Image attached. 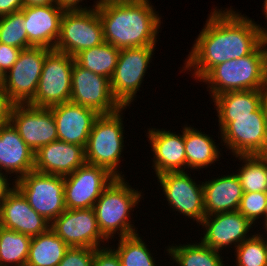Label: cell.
<instances>
[{
    "label": "cell",
    "instance_id": "obj_1",
    "mask_svg": "<svg viewBox=\"0 0 267 266\" xmlns=\"http://www.w3.org/2000/svg\"><path fill=\"white\" fill-rule=\"evenodd\" d=\"M211 11L181 69L199 82L213 67L247 56L263 42L254 19L232 6Z\"/></svg>",
    "mask_w": 267,
    "mask_h": 266
},
{
    "label": "cell",
    "instance_id": "obj_2",
    "mask_svg": "<svg viewBox=\"0 0 267 266\" xmlns=\"http://www.w3.org/2000/svg\"><path fill=\"white\" fill-rule=\"evenodd\" d=\"M96 8L104 42L118 49L156 46L162 21L150 0L110 1Z\"/></svg>",
    "mask_w": 267,
    "mask_h": 266
},
{
    "label": "cell",
    "instance_id": "obj_3",
    "mask_svg": "<svg viewBox=\"0 0 267 266\" xmlns=\"http://www.w3.org/2000/svg\"><path fill=\"white\" fill-rule=\"evenodd\" d=\"M211 99L228 91L267 88V51L262 42L251 54L213 67L201 80Z\"/></svg>",
    "mask_w": 267,
    "mask_h": 266
},
{
    "label": "cell",
    "instance_id": "obj_4",
    "mask_svg": "<svg viewBox=\"0 0 267 266\" xmlns=\"http://www.w3.org/2000/svg\"><path fill=\"white\" fill-rule=\"evenodd\" d=\"M125 180L124 177H115L93 206L99 230L108 242L116 235L127 237L138 231L130 220L133 215L130 212L136 206L138 208L143 193Z\"/></svg>",
    "mask_w": 267,
    "mask_h": 266
},
{
    "label": "cell",
    "instance_id": "obj_5",
    "mask_svg": "<svg viewBox=\"0 0 267 266\" xmlns=\"http://www.w3.org/2000/svg\"><path fill=\"white\" fill-rule=\"evenodd\" d=\"M125 109L127 107L111 114H100L93 123L85 147L86 163L102 166L115 177H125L119 169L126 138L122 120Z\"/></svg>",
    "mask_w": 267,
    "mask_h": 266
},
{
    "label": "cell",
    "instance_id": "obj_6",
    "mask_svg": "<svg viewBox=\"0 0 267 266\" xmlns=\"http://www.w3.org/2000/svg\"><path fill=\"white\" fill-rule=\"evenodd\" d=\"M103 42V27L96 7L64 11L55 50L75 57L82 50Z\"/></svg>",
    "mask_w": 267,
    "mask_h": 266
},
{
    "label": "cell",
    "instance_id": "obj_7",
    "mask_svg": "<svg viewBox=\"0 0 267 266\" xmlns=\"http://www.w3.org/2000/svg\"><path fill=\"white\" fill-rule=\"evenodd\" d=\"M74 63L75 57L51 49L46 54L36 93L28 104L49 108L69 102Z\"/></svg>",
    "mask_w": 267,
    "mask_h": 266
},
{
    "label": "cell",
    "instance_id": "obj_8",
    "mask_svg": "<svg viewBox=\"0 0 267 266\" xmlns=\"http://www.w3.org/2000/svg\"><path fill=\"white\" fill-rule=\"evenodd\" d=\"M14 184L27 199L31 208L49 223L66 210L64 176L33 170L14 181Z\"/></svg>",
    "mask_w": 267,
    "mask_h": 266
},
{
    "label": "cell",
    "instance_id": "obj_9",
    "mask_svg": "<svg viewBox=\"0 0 267 266\" xmlns=\"http://www.w3.org/2000/svg\"><path fill=\"white\" fill-rule=\"evenodd\" d=\"M156 46L121 49L116 68L110 78L113 96L122 107H129L150 67Z\"/></svg>",
    "mask_w": 267,
    "mask_h": 266
},
{
    "label": "cell",
    "instance_id": "obj_10",
    "mask_svg": "<svg viewBox=\"0 0 267 266\" xmlns=\"http://www.w3.org/2000/svg\"><path fill=\"white\" fill-rule=\"evenodd\" d=\"M50 50L33 46L23 49L17 61L4 75L1 84L14 104H28L33 99L46 54Z\"/></svg>",
    "mask_w": 267,
    "mask_h": 266
},
{
    "label": "cell",
    "instance_id": "obj_11",
    "mask_svg": "<svg viewBox=\"0 0 267 266\" xmlns=\"http://www.w3.org/2000/svg\"><path fill=\"white\" fill-rule=\"evenodd\" d=\"M157 177V182L168 201L169 208L173 212L178 211L179 215L193 219L196 224L201 223L205 217L203 184L195 182L191 174L186 171L166 172ZM187 216V217H186Z\"/></svg>",
    "mask_w": 267,
    "mask_h": 266
},
{
    "label": "cell",
    "instance_id": "obj_12",
    "mask_svg": "<svg viewBox=\"0 0 267 266\" xmlns=\"http://www.w3.org/2000/svg\"><path fill=\"white\" fill-rule=\"evenodd\" d=\"M115 179L106 168L85 163L64 176L66 209L92 208L103 190Z\"/></svg>",
    "mask_w": 267,
    "mask_h": 266
},
{
    "label": "cell",
    "instance_id": "obj_13",
    "mask_svg": "<svg viewBox=\"0 0 267 266\" xmlns=\"http://www.w3.org/2000/svg\"><path fill=\"white\" fill-rule=\"evenodd\" d=\"M70 101L98 114H111L122 108L113 96L110 80L81 67L76 61L72 68Z\"/></svg>",
    "mask_w": 267,
    "mask_h": 266
},
{
    "label": "cell",
    "instance_id": "obj_14",
    "mask_svg": "<svg viewBox=\"0 0 267 266\" xmlns=\"http://www.w3.org/2000/svg\"><path fill=\"white\" fill-rule=\"evenodd\" d=\"M50 229L69 247L96 249L109 243L99 230L93 207L66 209L50 223ZM105 241L106 243H104Z\"/></svg>",
    "mask_w": 267,
    "mask_h": 266
},
{
    "label": "cell",
    "instance_id": "obj_15",
    "mask_svg": "<svg viewBox=\"0 0 267 266\" xmlns=\"http://www.w3.org/2000/svg\"><path fill=\"white\" fill-rule=\"evenodd\" d=\"M9 122L35 153L58 140L56 122L50 108L14 104Z\"/></svg>",
    "mask_w": 267,
    "mask_h": 266
},
{
    "label": "cell",
    "instance_id": "obj_16",
    "mask_svg": "<svg viewBox=\"0 0 267 266\" xmlns=\"http://www.w3.org/2000/svg\"><path fill=\"white\" fill-rule=\"evenodd\" d=\"M265 129L266 115L261 105L254 112V116L233 117V121L221 131L218 139L222 138L221 146L226 145L233 157L253 155L263 148L267 140Z\"/></svg>",
    "mask_w": 267,
    "mask_h": 266
},
{
    "label": "cell",
    "instance_id": "obj_17",
    "mask_svg": "<svg viewBox=\"0 0 267 266\" xmlns=\"http://www.w3.org/2000/svg\"><path fill=\"white\" fill-rule=\"evenodd\" d=\"M200 225L204 228L201 241L218 252L232 245L236 248L249 239L253 234L249 231L254 226L238 210L205 216Z\"/></svg>",
    "mask_w": 267,
    "mask_h": 266
},
{
    "label": "cell",
    "instance_id": "obj_18",
    "mask_svg": "<svg viewBox=\"0 0 267 266\" xmlns=\"http://www.w3.org/2000/svg\"><path fill=\"white\" fill-rule=\"evenodd\" d=\"M0 225L29 237L46 232L50 223L29 205L23 194L14 187L0 207Z\"/></svg>",
    "mask_w": 267,
    "mask_h": 266
},
{
    "label": "cell",
    "instance_id": "obj_19",
    "mask_svg": "<svg viewBox=\"0 0 267 266\" xmlns=\"http://www.w3.org/2000/svg\"><path fill=\"white\" fill-rule=\"evenodd\" d=\"M49 108L56 122L58 140L85 148L93 123L100 114L71 101Z\"/></svg>",
    "mask_w": 267,
    "mask_h": 266
},
{
    "label": "cell",
    "instance_id": "obj_20",
    "mask_svg": "<svg viewBox=\"0 0 267 266\" xmlns=\"http://www.w3.org/2000/svg\"><path fill=\"white\" fill-rule=\"evenodd\" d=\"M181 133L170 130L149 128L147 138L153 152L152 169L156 176L166 172L186 170L184 127ZM154 167V168H153Z\"/></svg>",
    "mask_w": 267,
    "mask_h": 266
},
{
    "label": "cell",
    "instance_id": "obj_21",
    "mask_svg": "<svg viewBox=\"0 0 267 266\" xmlns=\"http://www.w3.org/2000/svg\"><path fill=\"white\" fill-rule=\"evenodd\" d=\"M29 47L55 49L64 9L58 5L26 6L21 10Z\"/></svg>",
    "mask_w": 267,
    "mask_h": 266
},
{
    "label": "cell",
    "instance_id": "obj_22",
    "mask_svg": "<svg viewBox=\"0 0 267 266\" xmlns=\"http://www.w3.org/2000/svg\"><path fill=\"white\" fill-rule=\"evenodd\" d=\"M85 163L83 146L59 140L40 147L34 155V170L45 174L66 176Z\"/></svg>",
    "mask_w": 267,
    "mask_h": 266
},
{
    "label": "cell",
    "instance_id": "obj_23",
    "mask_svg": "<svg viewBox=\"0 0 267 266\" xmlns=\"http://www.w3.org/2000/svg\"><path fill=\"white\" fill-rule=\"evenodd\" d=\"M35 153L9 122L0 126V172L16 174L14 181L34 170ZM4 170V171H3Z\"/></svg>",
    "mask_w": 267,
    "mask_h": 266
},
{
    "label": "cell",
    "instance_id": "obj_24",
    "mask_svg": "<svg viewBox=\"0 0 267 266\" xmlns=\"http://www.w3.org/2000/svg\"><path fill=\"white\" fill-rule=\"evenodd\" d=\"M202 184L205 216L238 210L243 190L236 174L221 175Z\"/></svg>",
    "mask_w": 267,
    "mask_h": 266
},
{
    "label": "cell",
    "instance_id": "obj_25",
    "mask_svg": "<svg viewBox=\"0 0 267 266\" xmlns=\"http://www.w3.org/2000/svg\"><path fill=\"white\" fill-rule=\"evenodd\" d=\"M265 90L228 91L215 96L218 127L221 132L233 117L254 116V112L262 105Z\"/></svg>",
    "mask_w": 267,
    "mask_h": 266
},
{
    "label": "cell",
    "instance_id": "obj_26",
    "mask_svg": "<svg viewBox=\"0 0 267 266\" xmlns=\"http://www.w3.org/2000/svg\"><path fill=\"white\" fill-rule=\"evenodd\" d=\"M184 143L186 153V168L198 171L199 169L208 168L219 161L221 148L216 145L209 134L195 129L194 126L184 125ZM220 149V150H219Z\"/></svg>",
    "mask_w": 267,
    "mask_h": 266
},
{
    "label": "cell",
    "instance_id": "obj_27",
    "mask_svg": "<svg viewBox=\"0 0 267 266\" xmlns=\"http://www.w3.org/2000/svg\"><path fill=\"white\" fill-rule=\"evenodd\" d=\"M69 246L50 228L31 238L26 266H57Z\"/></svg>",
    "mask_w": 267,
    "mask_h": 266
},
{
    "label": "cell",
    "instance_id": "obj_28",
    "mask_svg": "<svg viewBox=\"0 0 267 266\" xmlns=\"http://www.w3.org/2000/svg\"><path fill=\"white\" fill-rule=\"evenodd\" d=\"M165 250L170 260H173L172 264L175 262L178 266H225L222 253L210 248L201 240L198 243L179 245L172 243V246H166Z\"/></svg>",
    "mask_w": 267,
    "mask_h": 266
},
{
    "label": "cell",
    "instance_id": "obj_29",
    "mask_svg": "<svg viewBox=\"0 0 267 266\" xmlns=\"http://www.w3.org/2000/svg\"><path fill=\"white\" fill-rule=\"evenodd\" d=\"M121 49L110 43L82 50L75 56V61L83 68L110 80L116 68Z\"/></svg>",
    "mask_w": 267,
    "mask_h": 266
},
{
    "label": "cell",
    "instance_id": "obj_30",
    "mask_svg": "<svg viewBox=\"0 0 267 266\" xmlns=\"http://www.w3.org/2000/svg\"><path fill=\"white\" fill-rule=\"evenodd\" d=\"M31 237L0 227V266H26Z\"/></svg>",
    "mask_w": 267,
    "mask_h": 266
},
{
    "label": "cell",
    "instance_id": "obj_31",
    "mask_svg": "<svg viewBox=\"0 0 267 266\" xmlns=\"http://www.w3.org/2000/svg\"><path fill=\"white\" fill-rule=\"evenodd\" d=\"M242 164L235 173L242 186L243 193L267 192V165L257 155H235ZM242 166V167H241Z\"/></svg>",
    "mask_w": 267,
    "mask_h": 266
},
{
    "label": "cell",
    "instance_id": "obj_32",
    "mask_svg": "<svg viewBox=\"0 0 267 266\" xmlns=\"http://www.w3.org/2000/svg\"><path fill=\"white\" fill-rule=\"evenodd\" d=\"M117 247H111L118 254L122 266H157L153 253L139 233L117 238Z\"/></svg>",
    "mask_w": 267,
    "mask_h": 266
},
{
    "label": "cell",
    "instance_id": "obj_33",
    "mask_svg": "<svg viewBox=\"0 0 267 266\" xmlns=\"http://www.w3.org/2000/svg\"><path fill=\"white\" fill-rule=\"evenodd\" d=\"M0 43L22 50L29 48L22 11L0 17Z\"/></svg>",
    "mask_w": 267,
    "mask_h": 266
},
{
    "label": "cell",
    "instance_id": "obj_34",
    "mask_svg": "<svg viewBox=\"0 0 267 266\" xmlns=\"http://www.w3.org/2000/svg\"><path fill=\"white\" fill-rule=\"evenodd\" d=\"M236 252V266H267V248L260 232L238 245Z\"/></svg>",
    "mask_w": 267,
    "mask_h": 266
},
{
    "label": "cell",
    "instance_id": "obj_35",
    "mask_svg": "<svg viewBox=\"0 0 267 266\" xmlns=\"http://www.w3.org/2000/svg\"><path fill=\"white\" fill-rule=\"evenodd\" d=\"M267 192L243 193L238 211L256 227L257 220H264ZM263 218V219H262Z\"/></svg>",
    "mask_w": 267,
    "mask_h": 266
},
{
    "label": "cell",
    "instance_id": "obj_36",
    "mask_svg": "<svg viewBox=\"0 0 267 266\" xmlns=\"http://www.w3.org/2000/svg\"><path fill=\"white\" fill-rule=\"evenodd\" d=\"M94 248L69 247L57 266H92Z\"/></svg>",
    "mask_w": 267,
    "mask_h": 266
},
{
    "label": "cell",
    "instance_id": "obj_37",
    "mask_svg": "<svg viewBox=\"0 0 267 266\" xmlns=\"http://www.w3.org/2000/svg\"><path fill=\"white\" fill-rule=\"evenodd\" d=\"M22 49L0 43V83L4 75L11 69L17 61Z\"/></svg>",
    "mask_w": 267,
    "mask_h": 266
},
{
    "label": "cell",
    "instance_id": "obj_38",
    "mask_svg": "<svg viewBox=\"0 0 267 266\" xmlns=\"http://www.w3.org/2000/svg\"><path fill=\"white\" fill-rule=\"evenodd\" d=\"M92 266H122V264L116 251L105 245L95 249Z\"/></svg>",
    "mask_w": 267,
    "mask_h": 266
},
{
    "label": "cell",
    "instance_id": "obj_39",
    "mask_svg": "<svg viewBox=\"0 0 267 266\" xmlns=\"http://www.w3.org/2000/svg\"><path fill=\"white\" fill-rule=\"evenodd\" d=\"M13 106L14 103L7 96L2 84L0 83V126L9 123Z\"/></svg>",
    "mask_w": 267,
    "mask_h": 266
},
{
    "label": "cell",
    "instance_id": "obj_40",
    "mask_svg": "<svg viewBox=\"0 0 267 266\" xmlns=\"http://www.w3.org/2000/svg\"><path fill=\"white\" fill-rule=\"evenodd\" d=\"M24 8V0H0V17Z\"/></svg>",
    "mask_w": 267,
    "mask_h": 266
},
{
    "label": "cell",
    "instance_id": "obj_41",
    "mask_svg": "<svg viewBox=\"0 0 267 266\" xmlns=\"http://www.w3.org/2000/svg\"><path fill=\"white\" fill-rule=\"evenodd\" d=\"M10 179L7 174L0 172V207L7 194L15 187L14 181H12V184L9 182Z\"/></svg>",
    "mask_w": 267,
    "mask_h": 266
},
{
    "label": "cell",
    "instance_id": "obj_42",
    "mask_svg": "<svg viewBox=\"0 0 267 266\" xmlns=\"http://www.w3.org/2000/svg\"><path fill=\"white\" fill-rule=\"evenodd\" d=\"M83 0H56V3L59 7L63 8L64 10H84V9H91L90 6L80 5Z\"/></svg>",
    "mask_w": 267,
    "mask_h": 266
},
{
    "label": "cell",
    "instance_id": "obj_43",
    "mask_svg": "<svg viewBox=\"0 0 267 266\" xmlns=\"http://www.w3.org/2000/svg\"><path fill=\"white\" fill-rule=\"evenodd\" d=\"M57 5L56 0H24L26 6Z\"/></svg>",
    "mask_w": 267,
    "mask_h": 266
},
{
    "label": "cell",
    "instance_id": "obj_44",
    "mask_svg": "<svg viewBox=\"0 0 267 266\" xmlns=\"http://www.w3.org/2000/svg\"><path fill=\"white\" fill-rule=\"evenodd\" d=\"M262 12L265 15V19L267 21V0H264ZM256 25H257L260 33L263 36L267 34V28H266V26L265 27H261L262 25H260V24H256Z\"/></svg>",
    "mask_w": 267,
    "mask_h": 266
},
{
    "label": "cell",
    "instance_id": "obj_45",
    "mask_svg": "<svg viewBox=\"0 0 267 266\" xmlns=\"http://www.w3.org/2000/svg\"><path fill=\"white\" fill-rule=\"evenodd\" d=\"M257 155L265 162L267 165V140L264 143L263 148L257 153Z\"/></svg>",
    "mask_w": 267,
    "mask_h": 266
},
{
    "label": "cell",
    "instance_id": "obj_46",
    "mask_svg": "<svg viewBox=\"0 0 267 266\" xmlns=\"http://www.w3.org/2000/svg\"><path fill=\"white\" fill-rule=\"evenodd\" d=\"M262 106L264 108L265 111V115H266V129H265V135L267 137V88L265 89L264 92V96H263V100H262Z\"/></svg>",
    "mask_w": 267,
    "mask_h": 266
},
{
    "label": "cell",
    "instance_id": "obj_47",
    "mask_svg": "<svg viewBox=\"0 0 267 266\" xmlns=\"http://www.w3.org/2000/svg\"><path fill=\"white\" fill-rule=\"evenodd\" d=\"M110 1H126V0H96L94 1L95 4H93V8L96 7L98 4L104 3V2H110Z\"/></svg>",
    "mask_w": 267,
    "mask_h": 266
},
{
    "label": "cell",
    "instance_id": "obj_48",
    "mask_svg": "<svg viewBox=\"0 0 267 266\" xmlns=\"http://www.w3.org/2000/svg\"><path fill=\"white\" fill-rule=\"evenodd\" d=\"M262 226L263 227H267V200H266V207H265V211H264V221L262 222Z\"/></svg>",
    "mask_w": 267,
    "mask_h": 266
},
{
    "label": "cell",
    "instance_id": "obj_49",
    "mask_svg": "<svg viewBox=\"0 0 267 266\" xmlns=\"http://www.w3.org/2000/svg\"><path fill=\"white\" fill-rule=\"evenodd\" d=\"M263 229H265L263 232H265V233H263V234H260L262 237H263V239H264V241H265V244H266V248H267V237H266V231H267V227H262ZM264 234H266V235H264ZM264 237H266V238H264Z\"/></svg>",
    "mask_w": 267,
    "mask_h": 266
},
{
    "label": "cell",
    "instance_id": "obj_50",
    "mask_svg": "<svg viewBox=\"0 0 267 266\" xmlns=\"http://www.w3.org/2000/svg\"><path fill=\"white\" fill-rule=\"evenodd\" d=\"M263 42L265 44L266 51H267V34L263 36Z\"/></svg>",
    "mask_w": 267,
    "mask_h": 266
}]
</instances>
